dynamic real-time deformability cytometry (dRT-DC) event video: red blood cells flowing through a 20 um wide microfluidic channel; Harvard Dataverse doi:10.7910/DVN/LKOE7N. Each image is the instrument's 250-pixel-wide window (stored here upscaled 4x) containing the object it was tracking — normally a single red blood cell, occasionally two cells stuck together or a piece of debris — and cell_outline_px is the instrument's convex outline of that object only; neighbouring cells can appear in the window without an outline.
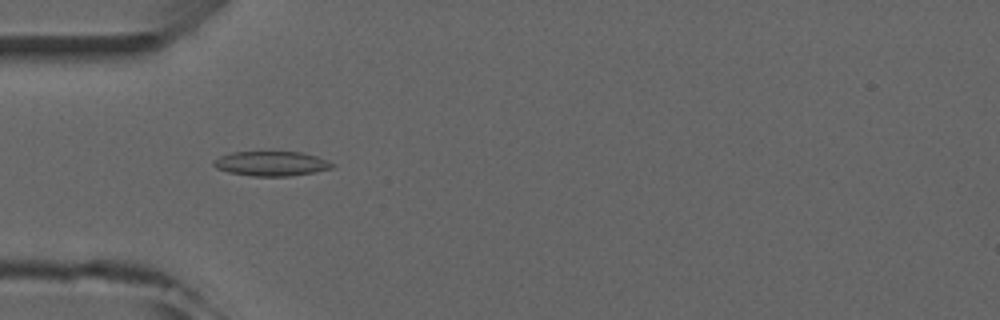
{"species": "common noctule bat (a hibernating species)", "species_latin": "Nyctalus noctula", "temperature_condition": "room temperature", "stored_images_in_passage": 6, "camera_frame_rate_fps": 3000, "um_per_image_px": 0.085, "animal": {"sex": "male", "forearm_length_mm": 52.5}, "frame": {"image": 1, "passage_image": 5, "time_ms": 4.667, "image_size_px": [1000, 320], "cell_outline_px": [[336, 168], [288, 176], [252, 176], [228, 172], [216, 168], [212, 164], [212, 160], [220, 156], [232, 152], [300, 152], [316, 156], [336, 164]], "centroid_in_image_um": [23.05, 13.91], "position_along_channel_um": 61.9, "area_um2": 17.05}}
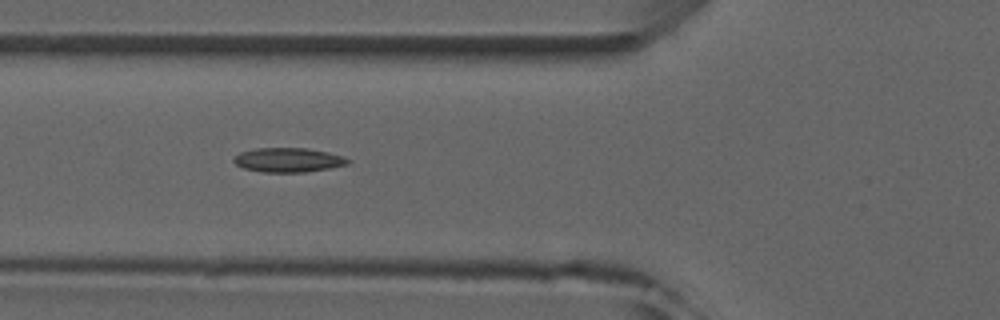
{"frame": {"image": 2, "passage_image": 6, "time_ms": 5.667, "image_size_px": [1000, 320], "cell_outline_px": [[352, 160], [348, 164], [328, 168], [304, 172], [260, 172], [244, 168], [236, 164], [232, 160], [240, 152], [256, 148], [308, 148], [328, 152], [344, 156]], "centroid_in_image_um": [24.52, 13.59], "position_along_channel_um": 101.3, "area_um2": 16.18}}